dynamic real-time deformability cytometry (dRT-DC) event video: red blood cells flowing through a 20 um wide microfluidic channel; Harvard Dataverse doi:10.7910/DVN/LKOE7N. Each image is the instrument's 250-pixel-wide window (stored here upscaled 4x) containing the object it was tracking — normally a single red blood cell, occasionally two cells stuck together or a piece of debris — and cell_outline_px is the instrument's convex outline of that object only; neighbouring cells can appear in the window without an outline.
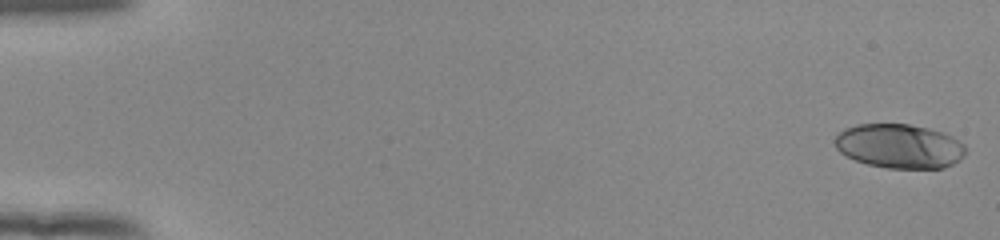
{"species": "human", "species_latin": "Homo sapiens", "temperature_condition": "room temperature", "stored_images_in_passage": 54, "camera_frame_rate_fps": 3000, "um_per_image_px": 0.085, "donor": {"sex": "female"}, "frame": {"image": 1, "passage_image": 1, "time_ms": 0.0, "image_size_px": [1000, 240], "cell_outline_px": [[964, 156], [960, 160], [944, 168], [888, 168], [868, 164], [844, 156], [836, 148], [836, 136], [844, 128], [856, 124], [908, 124], [928, 128], [944, 132], [952, 136], [964, 144]], "centroid_in_image_um": [76.45, 12.42], "position_along_channel_um": 8.6, "area_um2": 33.76}}
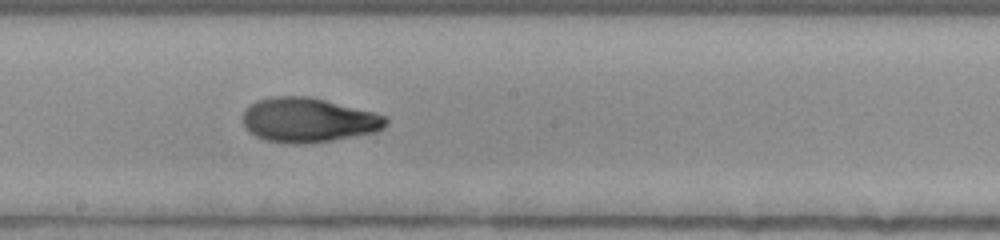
{"frame": {"image": 2, "passage_image": 31, "time_ms": 10.0, "image_size_px": [1000, 240], "cell_outline_px": [[388, 124], [384, 128], [376, 132], [332, 140], [296, 144], [292, 144], [264, 140], [248, 132], [244, 128], [244, 112], [256, 100], [272, 96], [308, 96], [376, 112], [388, 116]], "centroid_in_image_um": [26.24, 10.2], "position_along_channel_um": 222.0, "area_um2": 37.22}}
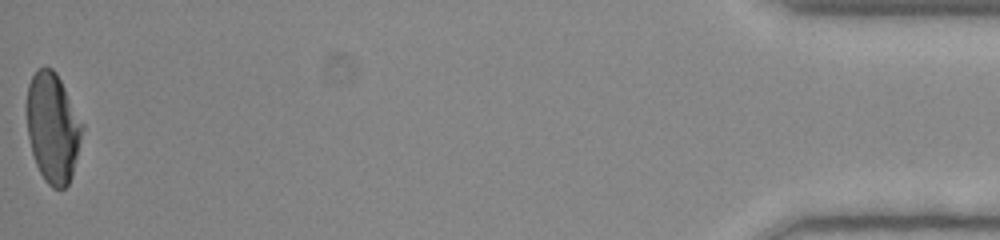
{"frame": {"image": 3, "passage_image": 54, "time_ms": 17.667, "image_size_px": [1000, 240], "cell_outline_px": [[84, 124], [72, 176], [68, 184], [64, 188], [52, 188], [44, 180], [36, 164], [32, 152], [28, 136], [24, 108], [28, 84], [36, 68], [52, 68], [56, 72]], "centroid_in_image_um": [4.45, 10.82], "position_along_channel_um": 430.8, "area_um2": 35.84}, "authors_computed_cell_mechanics": {"area_um2": 35.6915, "velocity_mm_per_s": 3.8868, "shape_relaxation_time_tau1_ms": 8.6859, "shape_relaxation_time_tau2_ms": 0.8924, "deformation_change_tau1": 0.2748, "deformation_change_tau2": 0.0594}}